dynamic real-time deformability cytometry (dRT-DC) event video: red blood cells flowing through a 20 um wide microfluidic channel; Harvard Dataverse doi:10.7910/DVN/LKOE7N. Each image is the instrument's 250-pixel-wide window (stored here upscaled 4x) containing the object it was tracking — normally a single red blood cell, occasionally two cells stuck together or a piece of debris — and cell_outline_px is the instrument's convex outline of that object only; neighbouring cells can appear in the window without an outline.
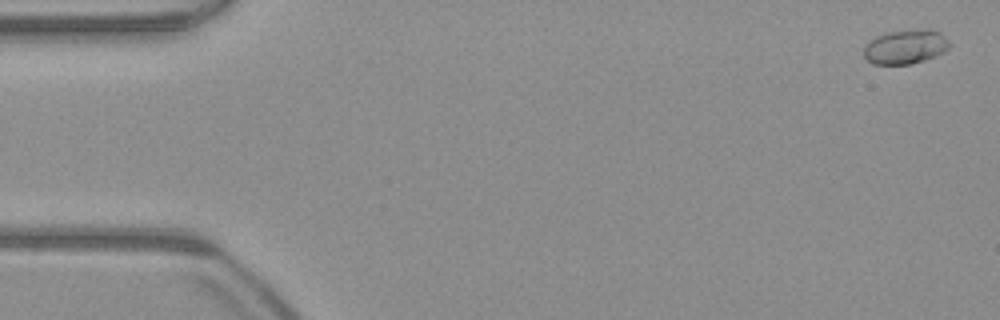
{"species": "common noctule bat (a hibernating species)", "species_latin": "Nyctalus noctula", "temperature_condition": "warm", "stored_images_in_passage": 52, "camera_frame_rate_fps": 3000, "um_per_image_px": 0.085, "animal": {"sex": "male", "body_mass_g": 23.1, "forearm_length_mm": 52.7}, "frame": {"image": 1, "passage_image": 2, "time_ms": 0.333, "image_size_px": [1000, 320], "cell_outline_px": [[952, 44], [944, 52], [936, 56], [912, 64], [872, 64], [864, 56], [864, 48], [868, 40], [876, 36], [888, 32], [924, 28], [928, 28], [940, 32]], "centroid_in_image_um": [76.98, 3.97], "position_along_channel_um": 8.0, "area_um2": 17.34}}
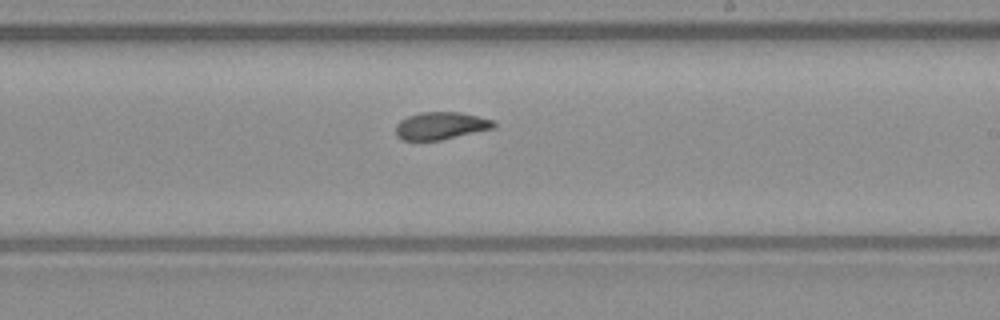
{"frame": {"image": 2, "passage_image": 30, "time_ms": 9.667, "image_size_px": [1000, 320], "cell_outline_px": [[496, 124], [492, 128], [440, 140], [400, 140], [396, 136], [396, 124], [400, 120], [408, 116], [420, 112], [460, 112], [492, 120]], "centroid_in_image_um": [37.4, 10.69], "position_along_channel_um": 251.6, "area_um2": 15.49}}
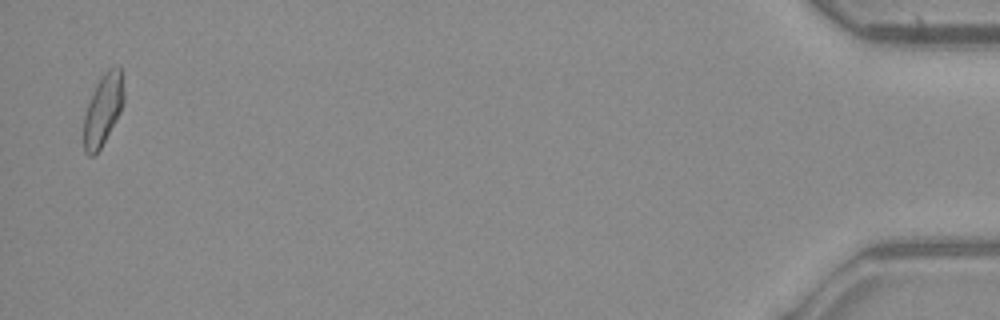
{"frame": {"image": 3, "passage_image": 51, "time_ms": 16.667, "image_size_px": [1000, 320], "cell_outline_px": [[124, 100], [120, 112], [96, 156], [88, 156], [84, 152], [84, 116], [88, 104], [96, 84], [104, 72], [108, 68], [120, 64], [124, 92]], "centroid_in_image_um": [8.76, 9.31], "position_along_channel_um": 426.4, "area_um2": 16.65}, "authors_computed_cell_mechanics": {"area_um2": 16.3863, "velocity_mm_per_s": 3.9399, "shape_relaxation_time_tau1_ms": null, "shape_relaxation_time_tau2_ms": 4.9504, "deformation_change_tau1": null, "deformation_change_tau2": 0.086}}